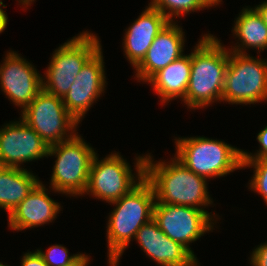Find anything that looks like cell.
Instances as JSON below:
<instances>
[{
  "label": "cell",
  "mask_w": 267,
  "mask_h": 266,
  "mask_svg": "<svg viewBox=\"0 0 267 266\" xmlns=\"http://www.w3.org/2000/svg\"><path fill=\"white\" fill-rule=\"evenodd\" d=\"M201 37L194 50H191V74L182 99L187 108L192 110L222 101L229 62V50L220 39L210 33Z\"/></svg>",
  "instance_id": "6da1fadb"
},
{
  "label": "cell",
  "mask_w": 267,
  "mask_h": 266,
  "mask_svg": "<svg viewBox=\"0 0 267 266\" xmlns=\"http://www.w3.org/2000/svg\"><path fill=\"white\" fill-rule=\"evenodd\" d=\"M152 158L150 154L145 156V178L154 189L156 202L204 211L213 204L206 178L189 170L175 157L170 158V162Z\"/></svg>",
  "instance_id": "7a4b0ae2"
},
{
  "label": "cell",
  "mask_w": 267,
  "mask_h": 266,
  "mask_svg": "<svg viewBox=\"0 0 267 266\" xmlns=\"http://www.w3.org/2000/svg\"><path fill=\"white\" fill-rule=\"evenodd\" d=\"M155 192L151 183L144 178L130 192L113 201L116 207L107 221V263L118 266L120 257L135 239L137 231L153 218ZM133 239V240H132Z\"/></svg>",
  "instance_id": "3957f363"
},
{
  "label": "cell",
  "mask_w": 267,
  "mask_h": 266,
  "mask_svg": "<svg viewBox=\"0 0 267 266\" xmlns=\"http://www.w3.org/2000/svg\"><path fill=\"white\" fill-rule=\"evenodd\" d=\"M174 140V157L189 170L207 180L243 169V150L223 140L203 136L175 137Z\"/></svg>",
  "instance_id": "277c9868"
},
{
  "label": "cell",
  "mask_w": 267,
  "mask_h": 266,
  "mask_svg": "<svg viewBox=\"0 0 267 266\" xmlns=\"http://www.w3.org/2000/svg\"><path fill=\"white\" fill-rule=\"evenodd\" d=\"M95 151L78 132L68 140L49 146L47 158H56L49 188L72 197L84 196Z\"/></svg>",
  "instance_id": "5b68a950"
},
{
  "label": "cell",
  "mask_w": 267,
  "mask_h": 266,
  "mask_svg": "<svg viewBox=\"0 0 267 266\" xmlns=\"http://www.w3.org/2000/svg\"><path fill=\"white\" fill-rule=\"evenodd\" d=\"M145 156H135L136 173H132L130 164L119 152L112 151L100 160L96 153L91 162L84 194L107 203L120 199L145 178Z\"/></svg>",
  "instance_id": "8992f818"
},
{
  "label": "cell",
  "mask_w": 267,
  "mask_h": 266,
  "mask_svg": "<svg viewBox=\"0 0 267 266\" xmlns=\"http://www.w3.org/2000/svg\"><path fill=\"white\" fill-rule=\"evenodd\" d=\"M101 47L99 37L87 30L60 45L42 77L43 90L63 98L82 67Z\"/></svg>",
  "instance_id": "52a82bcc"
},
{
  "label": "cell",
  "mask_w": 267,
  "mask_h": 266,
  "mask_svg": "<svg viewBox=\"0 0 267 266\" xmlns=\"http://www.w3.org/2000/svg\"><path fill=\"white\" fill-rule=\"evenodd\" d=\"M267 101V59L229 51L222 101L247 105Z\"/></svg>",
  "instance_id": "ba28073f"
},
{
  "label": "cell",
  "mask_w": 267,
  "mask_h": 266,
  "mask_svg": "<svg viewBox=\"0 0 267 266\" xmlns=\"http://www.w3.org/2000/svg\"><path fill=\"white\" fill-rule=\"evenodd\" d=\"M21 112L20 119L34 129L48 146L68 140L77 133L79 123L67 111L62 98L43 89Z\"/></svg>",
  "instance_id": "9c48e42d"
},
{
  "label": "cell",
  "mask_w": 267,
  "mask_h": 266,
  "mask_svg": "<svg viewBox=\"0 0 267 266\" xmlns=\"http://www.w3.org/2000/svg\"><path fill=\"white\" fill-rule=\"evenodd\" d=\"M217 216L218 214L194 207L162 204L156 201L153 207V219L164 234L182 244L194 256L190 243L199 240L207 232L213 231Z\"/></svg>",
  "instance_id": "30bf717a"
},
{
  "label": "cell",
  "mask_w": 267,
  "mask_h": 266,
  "mask_svg": "<svg viewBox=\"0 0 267 266\" xmlns=\"http://www.w3.org/2000/svg\"><path fill=\"white\" fill-rule=\"evenodd\" d=\"M42 77L35 66L16 51H7L0 64L1 90L10 102L22 110L43 89Z\"/></svg>",
  "instance_id": "8fae6325"
},
{
  "label": "cell",
  "mask_w": 267,
  "mask_h": 266,
  "mask_svg": "<svg viewBox=\"0 0 267 266\" xmlns=\"http://www.w3.org/2000/svg\"><path fill=\"white\" fill-rule=\"evenodd\" d=\"M0 128V162L2 167L23 168L21 164L47 157L49 146L22 119Z\"/></svg>",
  "instance_id": "7c38bea8"
},
{
  "label": "cell",
  "mask_w": 267,
  "mask_h": 266,
  "mask_svg": "<svg viewBox=\"0 0 267 266\" xmlns=\"http://www.w3.org/2000/svg\"><path fill=\"white\" fill-rule=\"evenodd\" d=\"M102 47L85 63L62 98L67 111L80 124L85 114L105 92L107 85Z\"/></svg>",
  "instance_id": "4fadbf2b"
},
{
  "label": "cell",
  "mask_w": 267,
  "mask_h": 266,
  "mask_svg": "<svg viewBox=\"0 0 267 266\" xmlns=\"http://www.w3.org/2000/svg\"><path fill=\"white\" fill-rule=\"evenodd\" d=\"M135 240L151 261L160 266H200L197 257L164 234L153 218L137 231Z\"/></svg>",
  "instance_id": "5bb4252c"
},
{
  "label": "cell",
  "mask_w": 267,
  "mask_h": 266,
  "mask_svg": "<svg viewBox=\"0 0 267 266\" xmlns=\"http://www.w3.org/2000/svg\"><path fill=\"white\" fill-rule=\"evenodd\" d=\"M169 22L155 37L145 57L134 68L138 82H148L157 72L184 55L185 37L182 26Z\"/></svg>",
  "instance_id": "9a60e30c"
},
{
  "label": "cell",
  "mask_w": 267,
  "mask_h": 266,
  "mask_svg": "<svg viewBox=\"0 0 267 266\" xmlns=\"http://www.w3.org/2000/svg\"><path fill=\"white\" fill-rule=\"evenodd\" d=\"M43 182L39 181L25 199L8 215V226L11 230L22 231L44 226L56 219L61 204L49 197Z\"/></svg>",
  "instance_id": "2e32d148"
},
{
  "label": "cell",
  "mask_w": 267,
  "mask_h": 266,
  "mask_svg": "<svg viewBox=\"0 0 267 266\" xmlns=\"http://www.w3.org/2000/svg\"><path fill=\"white\" fill-rule=\"evenodd\" d=\"M170 21L158 10L146 6L124 34L123 52L133 68L145 57L155 37Z\"/></svg>",
  "instance_id": "e0dca14e"
},
{
  "label": "cell",
  "mask_w": 267,
  "mask_h": 266,
  "mask_svg": "<svg viewBox=\"0 0 267 266\" xmlns=\"http://www.w3.org/2000/svg\"><path fill=\"white\" fill-rule=\"evenodd\" d=\"M191 74V53L184 54L157 72L147 83L151 84L163 105L186 94Z\"/></svg>",
  "instance_id": "ac0fdd59"
},
{
  "label": "cell",
  "mask_w": 267,
  "mask_h": 266,
  "mask_svg": "<svg viewBox=\"0 0 267 266\" xmlns=\"http://www.w3.org/2000/svg\"><path fill=\"white\" fill-rule=\"evenodd\" d=\"M233 26V36H236L239 42L230 46L229 51L248 54L246 50L251 48L257 50V53L267 50V25L255 7L243 8Z\"/></svg>",
  "instance_id": "d6986e66"
},
{
  "label": "cell",
  "mask_w": 267,
  "mask_h": 266,
  "mask_svg": "<svg viewBox=\"0 0 267 266\" xmlns=\"http://www.w3.org/2000/svg\"><path fill=\"white\" fill-rule=\"evenodd\" d=\"M39 181V178L26 168L1 167L0 209L9 215Z\"/></svg>",
  "instance_id": "ffe728a7"
},
{
  "label": "cell",
  "mask_w": 267,
  "mask_h": 266,
  "mask_svg": "<svg viewBox=\"0 0 267 266\" xmlns=\"http://www.w3.org/2000/svg\"><path fill=\"white\" fill-rule=\"evenodd\" d=\"M162 13L169 21L191 12L219 5L215 0H151L148 4ZM180 15V16H179Z\"/></svg>",
  "instance_id": "44dd1931"
},
{
  "label": "cell",
  "mask_w": 267,
  "mask_h": 266,
  "mask_svg": "<svg viewBox=\"0 0 267 266\" xmlns=\"http://www.w3.org/2000/svg\"><path fill=\"white\" fill-rule=\"evenodd\" d=\"M48 266H67L72 263H90V257L85 253H78L69 256L68 249L63 245L55 244L50 246L46 252L37 249Z\"/></svg>",
  "instance_id": "7402d4cb"
},
{
  "label": "cell",
  "mask_w": 267,
  "mask_h": 266,
  "mask_svg": "<svg viewBox=\"0 0 267 266\" xmlns=\"http://www.w3.org/2000/svg\"><path fill=\"white\" fill-rule=\"evenodd\" d=\"M247 167L254 168L248 189L261 195L267 205V158L243 159L242 168Z\"/></svg>",
  "instance_id": "603a6c76"
},
{
  "label": "cell",
  "mask_w": 267,
  "mask_h": 266,
  "mask_svg": "<svg viewBox=\"0 0 267 266\" xmlns=\"http://www.w3.org/2000/svg\"><path fill=\"white\" fill-rule=\"evenodd\" d=\"M259 150L256 153H249L243 150V159H261L267 158V125L257 134Z\"/></svg>",
  "instance_id": "cb8c5ba5"
},
{
  "label": "cell",
  "mask_w": 267,
  "mask_h": 266,
  "mask_svg": "<svg viewBox=\"0 0 267 266\" xmlns=\"http://www.w3.org/2000/svg\"><path fill=\"white\" fill-rule=\"evenodd\" d=\"M249 259L251 266H267V241L253 249Z\"/></svg>",
  "instance_id": "d4e9b609"
},
{
  "label": "cell",
  "mask_w": 267,
  "mask_h": 266,
  "mask_svg": "<svg viewBox=\"0 0 267 266\" xmlns=\"http://www.w3.org/2000/svg\"><path fill=\"white\" fill-rule=\"evenodd\" d=\"M20 263L21 266H48L37 250L24 253Z\"/></svg>",
  "instance_id": "484cf974"
},
{
  "label": "cell",
  "mask_w": 267,
  "mask_h": 266,
  "mask_svg": "<svg viewBox=\"0 0 267 266\" xmlns=\"http://www.w3.org/2000/svg\"><path fill=\"white\" fill-rule=\"evenodd\" d=\"M6 8V5L0 4V33L4 32V30L7 28V22H8V17L6 12L2 9Z\"/></svg>",
  "instance_id": "4316f807"
},
{
  "label": "cell",
  "mask_w": 267,
  "mask_h": 266,
  "mask_svg": "<svg viewBox=\"0 0 267 266\" xmlns=\"http://www.w3.org/2000/svg\"><path fill=\"white\" fill-rule=\"evenodd\" d=\"M257 11L260 13L262 16L265 24L267 25V0L260 3L259 5L254 6Z\"/></svg>",
  "instance_id": "83f0119b"
},
{
  "label": "cell",
  "mask_w": 267,
  "mask_h": 266,
  "mask_svg": "<svg viewBox=\"0 0 267 266\" xmlns=\"http://www.w3.org/2000/svg\"><path fill=\"white\" fill-rule=\"evenodd\" d=\"M89 263H72L70 265L67 266H88Z\"/></svg>",
  "instance_id": "f1b7e54d"
},
{
  "label": "cell",
  "mask_w": 267,
  "mask_h": 266,
  "mask_svg": "<svg viewBox=\"0 0 267 266\" xmlns=\"http://www.w3.org/2000/svg\"><path fill=\"white\" fill-rule=\"evenodd\" d=\"M0 266H9V265H5L3 264V262H0Z\"/></svg>",
  "instance_id": "f546056e"
},
{
  "label": "cell",
  "mask_w": 267,
  "mask_h": 266,
  "mask_svg": "<svg viewBox=\"0 0 267 266\" xmlns=\"http://www.w3.org/2000/svg\"><path fill=\"white\" fill-rule=\"evenodd\" d=\"M218 4H220L222 2V0H215Z\"/></svg>",
  "instance_id": "4dcf8cb0"
}]
</instances>
